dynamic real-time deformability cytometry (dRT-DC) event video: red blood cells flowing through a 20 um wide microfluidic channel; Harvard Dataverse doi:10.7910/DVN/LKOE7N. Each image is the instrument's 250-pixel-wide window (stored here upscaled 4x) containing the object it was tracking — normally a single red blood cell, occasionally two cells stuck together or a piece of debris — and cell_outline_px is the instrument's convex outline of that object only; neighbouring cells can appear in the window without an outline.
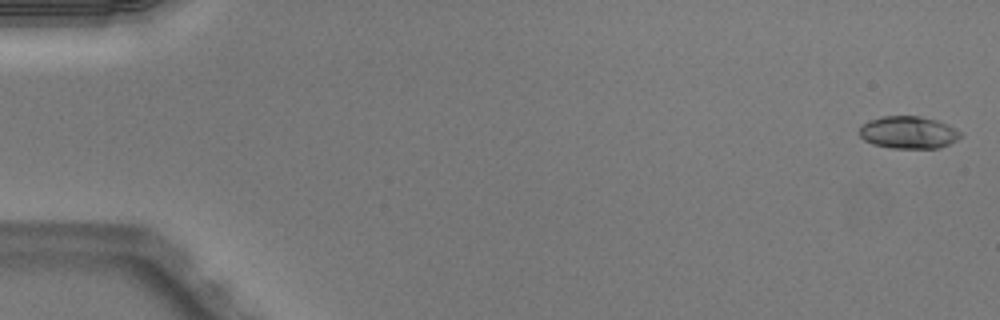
{"species": "Egyptian fruit bat (a non-hibernating species)", "species_latin": "Rousettus aegyptiacus", "temperature_condition": "warm", "stored_images_in_passage": 10, "camera_frame_rate_fps": 3000, "um_per_image_px": 0.085, "animal": {"sex": "male"}, "frame": {"image": 1, "passage_image": 1, "time_ms": 0.0, "image_size_px": [1000, 320], "cell_outline_px": [[960, 136], [956, 140], [940, 148], [892, 148], [872, 144], [864, 140], [860, 136], [860, 128], [868, 120], [880, 116], [920, 116], [936, 120], [948, 124], [956, 128], [960, 132]], "centroid_in_image_um": [77.21, 11.25], "position_along_channel_um": 7.8, "area_um2": 19.07}}